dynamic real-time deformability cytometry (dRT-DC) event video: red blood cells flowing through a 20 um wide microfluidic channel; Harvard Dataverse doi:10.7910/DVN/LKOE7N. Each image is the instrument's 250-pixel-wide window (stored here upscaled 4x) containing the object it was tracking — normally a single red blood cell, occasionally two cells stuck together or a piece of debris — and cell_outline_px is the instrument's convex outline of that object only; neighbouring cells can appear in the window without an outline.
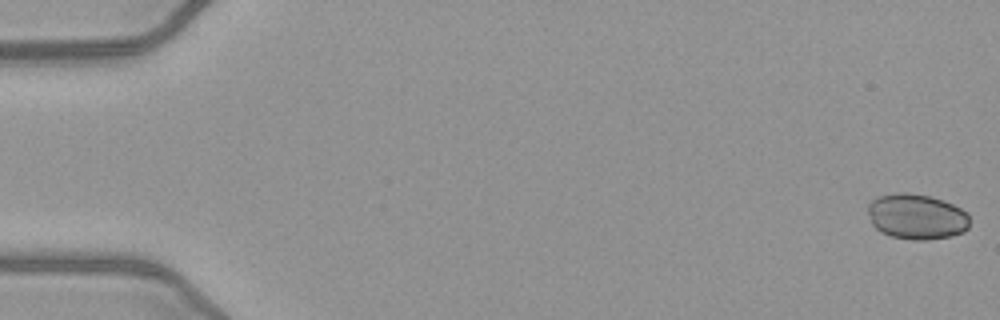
{"species": "common noctule bat (a hibernating species)", "species_latin": "Nyctalus noctula", "temperature_condition": "warm", "stored_images_in_passage": 52, "camera_frame_rate_fps": 3000, "um_per_image_px": 0.085, "animal": {"sex": "female", "body_mass_g": 21.9}, "frame": {"image": 1, "passage_image": 1, "time_ms": 0.0, "image_size_px": [1000, 320], "cell_outline_px": [[968, 228], [964, 232], [952, 236], [928, 240], [912, 240], [892, 236], [880, 232], [872, 224], [868, 212], [868, 204], [872, 200], [880, 196], [896, 192], [908, 192], [928, 196], [952, 204], [968, 212]], "centroid_in_image_um": [77.91, 18.42], "position_along_channel_um": 7.1, "area_um2": 26.99}}
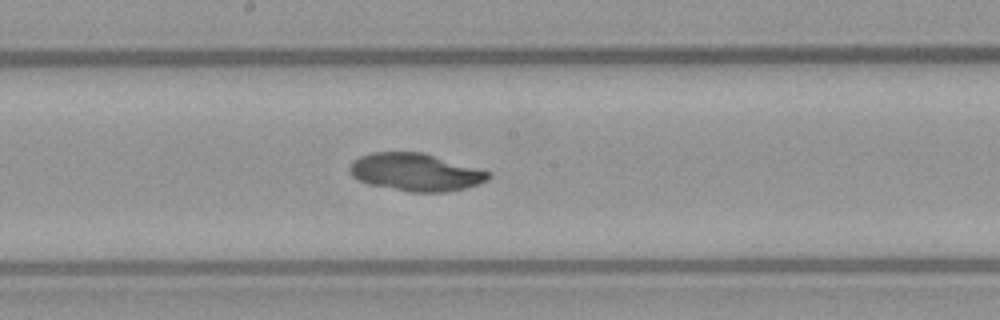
{"frame": {"image": 2, "passage_image": 28, "time_ms": 9.0, "image_size_px": [1000, 320], "cell_outline_px": [[492, 176], [488, 180], [480, 184], [464, 188], [444, 192], [408, 192], [368, 184], [352, 176], [348, 172], [348, 168], [352, 160], [360, 156], [372, 152], [424, 152], [492, 172]], "centroid_in_image_um": [35.33, 14.63], "position_along_channel_um": 212.9, "area_um2": 30.81}}
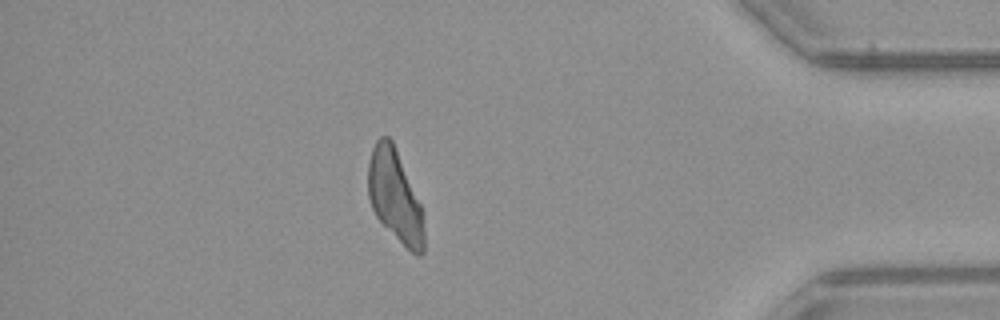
{"frame": {"image": 3, "passage_image": 45, "time_ms": 14.667, "image_size_px": [1000, 320], "cell_outline_px": [[424, 252], [420, 256], [416, 256], [376, 216], [372, 208], [368, 196], [368, 164], [372, 148], [376, 140], [380, 136], [388, 136], [392, 140], [424, 212]], "centroid_in_image_um": [33.58, 16.65], "position_along_channel_um": 401.6, "area_um2": 29.71}}